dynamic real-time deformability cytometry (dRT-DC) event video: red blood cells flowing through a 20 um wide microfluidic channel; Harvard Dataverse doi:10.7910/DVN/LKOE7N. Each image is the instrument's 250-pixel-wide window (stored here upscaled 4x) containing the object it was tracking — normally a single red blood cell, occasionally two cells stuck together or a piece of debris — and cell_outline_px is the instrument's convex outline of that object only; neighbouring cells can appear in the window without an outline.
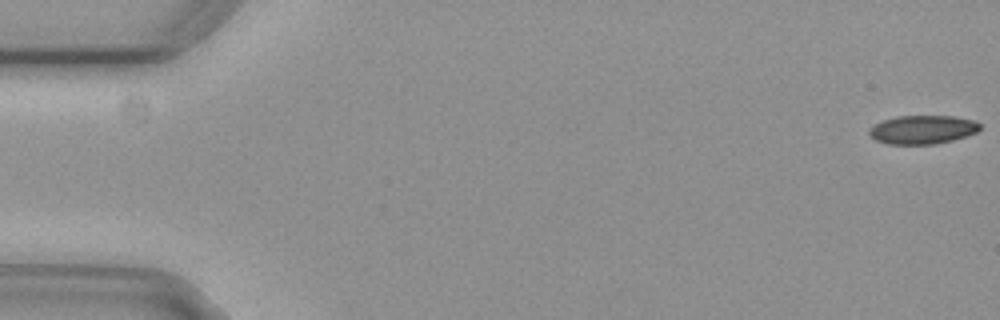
{"species": "common noctule bat (a hibernating species)", "species_latin": "Nyctalus noctula", "temperature_condition": "cold", "stored_images_in_passage": 7, "camera_frame_rate_fps": 3000, "um_per_image_px": 0.085, "animal": {"sex": "female", "body_mass_g": 29.2, "forearm_length_mm": 56.3}, "frame": {"image": 1, "passage_image": 1, "time_ms": 0.0, "image_size_px": [1000, 320], "cell_outline_px": [[980, 128], [976, 132], [952, 140], [936, 144], [888, 144], [876, 140], [868, 132], [868, 128], [872, 124], [896, 116], [952, 116], [976, 120], [980, 124]], "centroid_in_image_um": [78.39, 11.01], "position_along_channel_um": 6.6, "area_um2": 18.5}}